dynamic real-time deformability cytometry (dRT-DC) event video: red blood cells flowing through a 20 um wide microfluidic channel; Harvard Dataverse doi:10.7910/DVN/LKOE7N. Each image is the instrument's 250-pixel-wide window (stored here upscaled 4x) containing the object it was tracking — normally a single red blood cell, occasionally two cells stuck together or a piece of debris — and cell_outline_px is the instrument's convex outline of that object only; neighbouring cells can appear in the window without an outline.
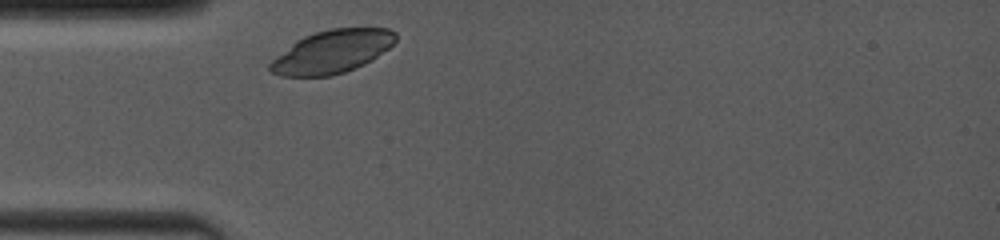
{"species": "common noctule bat (a hibernating species)", "species_latin": "Nyctalus noctula", "temperature_condition": "room temperature", "stored_images_in_passage": 6, "camera_frame_rate_fps": 4000, "um_per_image_px": 0.085, "animal": {"sex": "female", "body_mass_g": 19.0, "forearm_length_mm": 53.3}, "frame": {"image": 1, "passage_image": 1, "time_ms": 0.0, "image_size_px": [1000, 240], "cell_outline_px": [[396, 40], [388, 48], [372, 60], [356, 68], [332, 76], [280, 76], [272, 72], [268, 68], [268, 64], [276, 56], [296, 40], [304, 36], [316, 32], [332, 28], [388, 28], [396, 32]], "centroid_in_image_um": [28.22, 4.39], "position_along_channel_um": 56.8, "area_um2": 31.44}}